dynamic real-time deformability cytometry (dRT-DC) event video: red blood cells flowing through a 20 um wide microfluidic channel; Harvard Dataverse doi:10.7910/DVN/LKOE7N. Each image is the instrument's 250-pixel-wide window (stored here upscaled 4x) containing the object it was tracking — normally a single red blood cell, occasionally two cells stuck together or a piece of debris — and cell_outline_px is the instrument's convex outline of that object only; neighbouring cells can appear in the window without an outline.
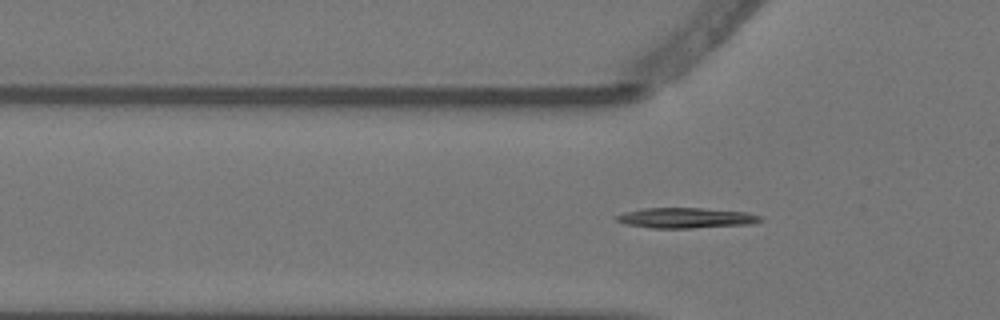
{"species": "Egyptian fruit bat (a non-hibernating species)", "species_latin": "Rousettus aegyptiacus", "temperature_condition": "warm", "stored_images_in_passage": 5, "camera_frame_rate_fps": 3000, "um_per_image_px": 0.085, "animal": {"sex": "female"}, "frame": {"image": 1, "passage_image": 3, "time_ms": 0.667, "image_size_px": [1000, 320], "cell_outline_px": [[764, 220], [748, 224], [692, 228], [648, 228], [624, 224], [616, 220], [616, 216], [624, 212], [644, 208], [704, 208], [748, 212], [760, 216]], "centroid_in_image_um": [58.28, 18.52], "position_along_channel_um": 67.5, "area_um2": 17.11}}
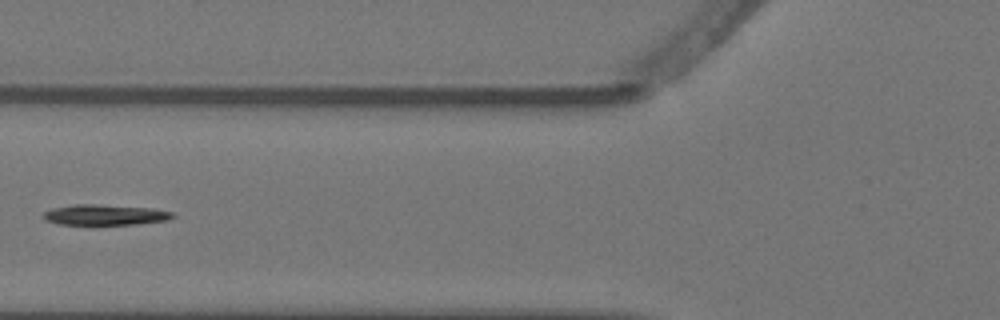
{"frame": {"image": 2, "passage_image": 4, "time_ms": 1.0, "image_size_px": [1000, 320], "cell_outline_px": [[176, 216], [168, 220], [140, 224], [96, 228], [92, 228], [60, 224], [44, 220], [40, 216], [44, 212], [52, 208], [76, 204], [96, 204], [152, 208], [172, 212]], "centroid_in_image_um": [8.87, 18.32], "position_along_channel_um": 116.9, "area_um2": 16.76}}
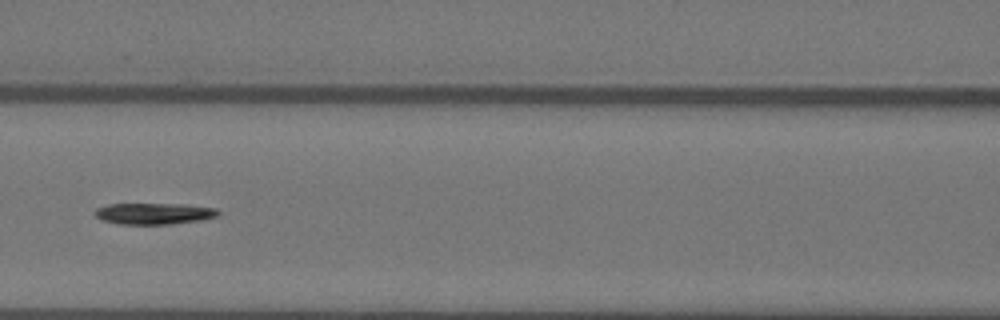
{"frame": {"image": 3, "passage_image": 5, "time_ms": 1.333, "image_size_px": [1000, 320], "cell_outline_px": [[220, 216], [204, 220], [172, 224], [120, 224], [100, 220], [92, 212], [96, 208], [108, 204], [184, 204], [216, 208], [220, 212]], "centroid_in_image_um": [13.11, 18.16], "position_along_channel_um": 153.5, "area_um2": 15.61}}